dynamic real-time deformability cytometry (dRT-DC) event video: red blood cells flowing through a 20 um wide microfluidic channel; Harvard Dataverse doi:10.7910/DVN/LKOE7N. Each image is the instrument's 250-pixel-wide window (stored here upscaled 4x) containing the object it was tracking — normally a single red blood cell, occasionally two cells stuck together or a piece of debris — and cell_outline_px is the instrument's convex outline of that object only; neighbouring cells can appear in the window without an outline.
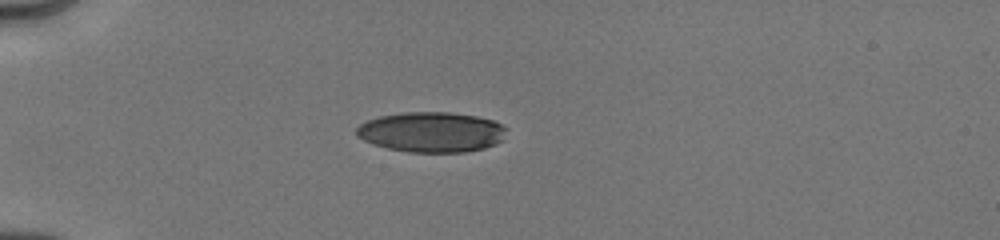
{"species": "human", "species_latin": "Homo sapiens", "temperature_condition": "cold", "stored_images_in_passage": 14, "camera_frame_rate_fps": 3000, "um_per_image_px": 0.085, "donor": {"sex": "male"}, "frame": {"image": 1, "passage_image": 7, "time_ms": 4.333, "image_size_px": [1000, 240], "cell_outline_px": [[508, 128], [504, 140], [496, 144], [484, 148], [464, 152], [408, 152], [388, 148], [372, 144], [356, 136], [356, 128], [360, 124], [368, 120], [380, 116], [404, 112], [448, 112], [476, 116], [492, 120]], "centroid_in_image_um": [36.7, 11.23], "position_along_channel_um": 48.3, "area_um2": 35.32}}
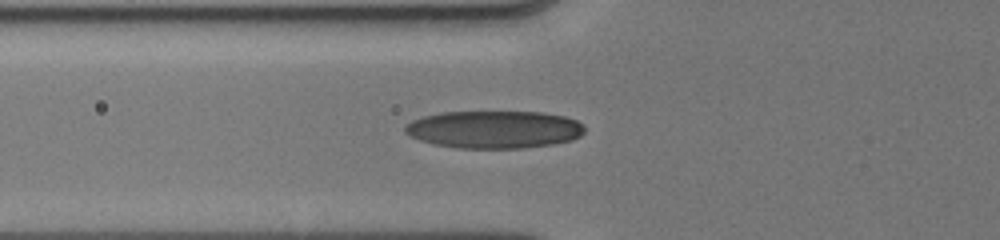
{"frame": {"image": 2, "passage_image": 11, "time_ms": 6.0, "image_size_px": [1000, 240], "cell_outline_px": [[584, 132], [580, 136], [572, 140], [552, 144], [524, 148], [456, 148], [436, 144], [420, 140], [404, 132], [404, 128], [412, 120], [424, 116], [440, 112], [544, 112], [564, 116], [576, 120], [584, 124]], "centroid_in_image_um": [42.03, 11.0], "position_along_channel_um": 83.8, "area_um2": 39.36}}
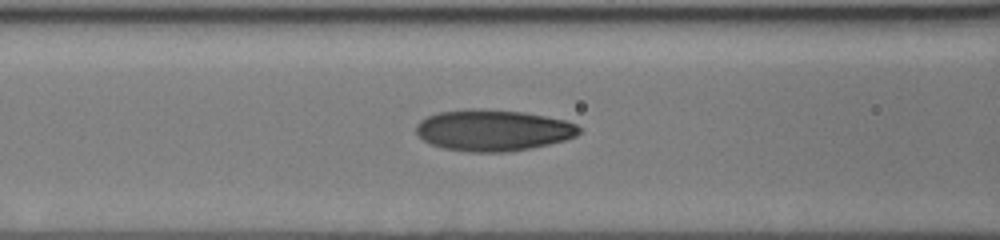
{"frame": {"image": 3, "passage_image": 13, "time_ms": 7.0, "image_size_px": [1000, 240], "cell_outline_px": [[580, 132], [576, 136], [564, 140], [532, 148], [508, 152], [468, 152], [444, 148], [432, 144], [424, 140], [416, 132], [416, 124], [420, 120], [428, 116], [440, 112], [468, 108], [480, 108], [524, 112], [564, 120], [576, 124], [580, 128]], "centroid_in_image_um": [41.9, 11.07], "position_along_channel_um": 124.7, "area_um2": 39.25}}